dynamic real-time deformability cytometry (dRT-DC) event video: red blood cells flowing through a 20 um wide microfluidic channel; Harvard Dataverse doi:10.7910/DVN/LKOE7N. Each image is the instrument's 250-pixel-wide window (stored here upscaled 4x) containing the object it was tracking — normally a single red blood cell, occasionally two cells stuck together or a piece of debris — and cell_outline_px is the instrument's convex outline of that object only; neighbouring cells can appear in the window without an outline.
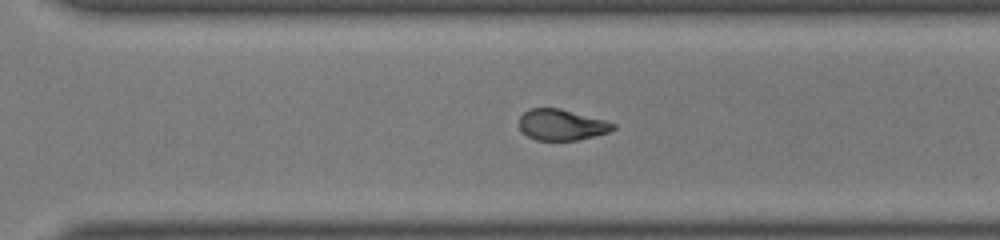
{"species": "common noctule bat (a hibernating species)", "species_latin": "Nyctalus noctula", "temperature_condition": "room temperature", "stored_images_in_passage": 50, "camera_frame_rate_fps": 3000, "um_per_image_px": 0.085, "animal": {"sex": "male", "body_mass_g": 19.0, "forearm_length_mm": 50.8}, "frame": {"image": 1, "passage_image": 36, "time_ms": 11.667, "image_size_px": [1000, 240], "cell_outline_px": [[616, 128], [608, 132], [576, 140], [536, 140], [528, 136], [520, 128], [520, 116], [528, 108], [560, 108], [604, 120], [616, 124]], "centroid_in_image_um": [47.73, 10.6], "position_along_channel_um": 322.9, "area_um2": 16.76}, "authors_computed_cell_mechanics": {"area_um2": 17.9758, "velocity_mm_per_s": 4.0965, "shape_relaxation_time_tau1_ms": null, "shape_relaxation_time_tau2_ms": 2.7196, "deformation_change_tau1": null, "deformation_change_tau2": 0.0961}}